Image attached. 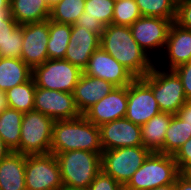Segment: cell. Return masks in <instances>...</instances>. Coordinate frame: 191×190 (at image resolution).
Masks as SVG:
<instances>
[{"mask_svg":"<svg viewBox=\"0 0 191 190\" xmlns=\"http://www.w3.org/2000/svg\"><path fill=\"white\" fill-rule=\"evenodd\" d=\"M100 47L123 65L135 78H143L155 61L137 44L129 26L110 24L101 35Z\"/></svg>","mask_w":191,"mask_h":190,"instance_id":"cell-1","label":"cell"},{"mask_svg":"<svg viewBox=\"0 0 191 190\" xmlns=\"http://www.w3.org/2000/svg\"><path fill=\"white\" fill-rule=\"evenodd\" d=\"M84 150L102 153L99 127L84 115L77 118L54 121L50 153Z\"/></svg>","mask_w":191,"mask_h":190,"instance_id":"cell-2","label":"cell"},{"mask_svg":"<svg viewBox=\"0 0 191 190\" xmlns=\"http://www.w3.org/2000/svg\"><path fill=\"white\" fill-rule=\"evenodd\" d=\"M54 155L60 167L63 187L88 189L101 171V153L72 150Z\"/></svg>","mask_w":191,"mask_h":190,"instance_id":"cell-3","label":"cell"},{"mask_svg":"<svg viewBox=\"0 0 191 190\" xmlns=\"http://www.w3.org/2000/svg\"><path fill=\"white\" fill-rule=\"evenodd\" d=\"M179 174L173 155L151 152L127 185L136 190H151L175 183Z\"/></svg>","mask_w":191,"mask_h":190,"instance_id":"cell-4","label":"cell"},{"mask_svg":"<svg viewBox=\"0 0 191 190\" xmlns=\"http://www.w3.org/2000/svg\"><path fill=\"white\" fill-rule=\"evenodd\" d=\"M142 79L152 88L161 112L175 115L185 104L187 99L181 79L173 70H165L154 65Z\"/></svg>","mask_w":191,"mask_h":190,"instance_id":"cell-5","label":"cell"},{"mask_svg":"<svg viewBox=\"0 0 191 190\" xmlns=\"http://www.w3.org/2000/svg\"><path fill=\"white\" fill-rule=\"evenodd\" d=\"M54 120L39 111L24 113L21 129L19 153L37 155L50 153Z\"/></svg>","mask_w":191,"mask_h":190,"instance_id":"cell-6","label":"cell"},{"mask_svg":"<svg viewBox=\"0 0 191 190\" xmlns=\"http://www.w3.org/2000/svg\"><path fill=\"white\" fill-rule=\"evenodd\" d=\"M83 71L64 59H48L32 69L36 87L73 93Z\"/></svg>","mask_w":191,"mask_h":190,"instance_id":"cell-7","label":"cell"},{"mask_svg":"<svg viewBox=\"0 0 191 190\" xmlns=\"http://www.w3.org/2000/svg\"><path fill=\"white\" fill-rule=\"evenodd\" d=\"M150 153L143 146L105 150L101 153V170L120 185H127Z\"/></svg>","mask_w":191,"mask_h":190,"instance_id":"cell-8","label":"cell"},{"mask_svg":"<svg viewBox=\"0 0 191 190\" xmlns=\"http://www.w3.org/2000/svg\"><path fill=\"white\" fill-rule=\"evenodd\" d=\"M26 190H61L60 167L54 154L26 155Z\"/></svg>","mask_w":191,"mask_h":190,"instance_id":"cell-9","label":"cell"},{"mask_svg":"<svg viewBox=\"0 0 191 190\" xmlns=\"http://www.w3.org/2000/svg\"><path fill=\"white\" fill-rule=\"evenodd\" d=\"M171 24L172 21L165 18L141 16L129 28L137 44L152 60L158 61L165 48Z\"/></svg>","mask_w":191,"mask_h":190,"instance_id":"cell-10","label":"cell"},{"mask_svg":"<svg viewBox=\"0 0 191 190\" xmlns=\"http://www.w3.org/2000/svg\"><path fill=\"white\" fill-rule=\"evenodd\" d=\"M128 105L125 118L142 126L161 111L152 88L142 79L135 78L127 86Z\"/></svg>","mask_w":191,"mask_h":190,"instance_id":"cell-11","label":"cell"},{"mask_svg":"<svg viewBox=\"0 0 191 190\" xmlns=\"http://www.w3.org/2000/svg\"><path fill=\"white\" fill-rule=\"evenodd\" d=\"M34 110L52 118L54 121L69 120L81 116L73 93L36 87Z\"/></svg>","mask_w":191,"mask_h":190,"instance_id":"cell-12","label":"cell"},{"mask_svg":"<svg viewBox=\"0 0 191 190\" xmlns=\"http://www.w3.org/2000/svg\"><path fill=\"white\" fill-rule=\"evenodd\" d=\"M158 60L160 61H156L155 65L165 70H174L178 66L191 61V31L172 22L165 48Z\"/></svg>","mask_w":191,"mask_h":190,"instance_id":"cell-13","label":"cell"},{"mask_svg":"<svg viewBox=\"0 0 191 190\" xmlns=\"http://www.w3.org/2000/svg\"><path fill=\"white\" fill-rule=\"evenodd\" d=\"M83 73L103 79L116 87L128 86L135 77L101 47L94 51Z\"/></svg>","mask_w":191,"mask_h":190,"instance_id":"cell-14","label":"cell"},{"mask_svg":"<svg viewBox=\"0 0 191 190\" xmlns=\"http://www.w3.org/2000/svg\"><path fill=\"white\" fill-rule=\"evenodd\" d=\"M49 19L23 25L21 59L33 69L48 60Z\"/></svg>","mask_w":191,"mask_h":190,"instance_id":"cell-15","label":"cell"},{"mask_svg":"<svg viewBox=\"0 0 191 190\" xmlns=\"http://www.w3.org/2000/svg\"><path fill=\"white\" fill-rule=\"evenodd\" d=\"M99 131L103 151L142 146L141 126L125 117L102 124Z\"/></svg>","mask_w":191,"mask_h":190,"instance_id":"cell-16","label":"cell"},{"mask_svg":"<svg viewBox=\"0 0 191 190\" xmlns=\"http://www.w3.org/2000/svg\"><path fill=\"white\" fill-rule=\"evenodd\" d=\"M127 105V86L115 87L107 96L91 106L83 115L88 121L99 127L102 124L124 118Z\"/></svg>","mask_w":191,"mask_h":190,"instance_id":"cell-17","label":"cell"},{"mask_svg":"<svg viewBox=\"0 0 191 190\" xmlns=\"http://www.w3.org/2000/svg\"><path fill=\"white\" fill-rule=\"evenodd\" d=\"M100 41V35L88 31L76 23L72 24L64 60L69 61L83 71L94 51L100 48Z\"/></svg>","mask_w":191,"mask_h":190,"instance_id":"cell-18","label":"cell"},{"mask_svg":"<svg viewBox=\"0 0 191 190\" xmlns=\"http://www.w3.org/2000/svg\"><path fill=\"white\" fill-rule=\"evenodd\" d=\"M115 87L108 81L82 73L73 92L75 105L80 114L83 115L91 106L107 96Z\"/></svg>","mask_w":191,"mask_h":190,"instance_id":"cell-19","label":"cell"},{"mask_svg":"<svg viewBox=\"0 0 191 190\" xmlns=\"http://www.w3.org/2000/svg\"><path fill=\"white\" fill-rule=\"evenodd\" d=\"M26 155L11 151L0 160V190H26Z\"/></svg>","mask_w":191,"mask_h":190,"instance_id":"cell-20","label":"cell"},{"mask_svg":"<svg viewBox=\"0 0 191 190\" xmlns=\"http://www.w3.org/2000/svg\"><path fill=\"white\" fill-rule=\"evenodd\" d=\"M174 114L160 112L141 126L142 146L150 152L164 154V139Z\"/></svg>","mask_w":191,"mask_h":190,"instance_id":"cell-21","label":"cell"},{"mask_svg":"<svg viewBox=\"0 0 191 190\" xmlns=\"http://www.w3.org/2000/svg\"><path fill=\"white\" fill-rule=\"evenodd\" d=\"M45 0H10V15L19 24L37 23L50 18Z\"/></svg>","mask_w":191,"mask_h":190,"instance_id":"cell-22","label":"cell"},{"mask_svg":"<svg viewBox=\"0 0 191 190\" xmlns=\"http://www.w3.org/2000/svg\"><path fill=\"white\" fill-rule=\"evenodd\" d=\"M32 78V69L19 58H0V90L8 91Z\"/></svg>","mask_w":191,"mask_h":190,"instance_id":"cell-23","label":"cell"},{"mask_svg":"<svg viewBox=\"0 0 191 190\" xmlns=\"http://www.w3.org/2000/svg\"><path fill=\"white\" fill-rule=\"evenodd\" d=\"M24 113L7 108L0 113V137L6 146L14 152H19L20 129Z\"/></svg>","mask_w":191,"mask_h":190,"instance_id":"cell-24","label":"cell"},{"mask_svg":"<svg viewBox=\"0 0 191 190\" xmlns=\"http://www.w3.org/2000/svg\"><path fill=\"white\" fill-rule=\"evenodd\" d=\"M71 36V24L57 23L49 19L48 59H64Z\"/></svg>","mask_w":191,"mask_h":190,"instance_id":"cell-25","label":"cell"},{"mask_svg":"<svg viewBox=\"0 0 191 190\" xmlns=\"http://www.w3.org/2000/svg\"><path fill=\"white\" fill-rule=\"evenodd\" d=\"M35 91L36 85L33 78L9 89L5 92L8 107L23 113L34 110Z\"/></svg>","mask_w":191,"mask_h":190,"instance_id":"cell-26","label":"cell"},{"mask_svg":"<svg viewBox=\"0 0 191 190\" xmlns=\"http://www.w3.org/2000/svg\"><path fill=\"white\" fill-rule=\"evenodd\" d=\"M190 138L191 127L176 114L173 115L165 133L164 154L174 155Z\"/></svg>","mask_w":191,"mask_h":190,"instance_id":"cell-27","label":"cell"},{"mask_svg":"<svg viewBox=\"0 0 191 190\" xmlns=\"http://www.w3.org/2000/svg\"><path fill=\"white\" fill-rule=\"evenodd\" d=\"M85 0H61L51 8L50 20L57 23L75 24L84 13Z\"/></svg>","mask_w":191,"mask_h":190,"instance_id":"cell-28","label":"cell"},{"mask_svg":"<svg viewBox=\"0 0 191 190\" xmlns=\"http://www.w3.org/2000/svg\"><path fill=\"white\" fill-rule=\"evenodd\" d=\"M136 3L142 16L175 21L177 0H136Z\"/></svg>","mask_w":191,"mask_h":190,"instance_id":"cell-29","label":"cell"},{"mask_svg":"<svg viewBox=\"0 0 191 190\" xmlns=\"http://www.w3.org/2000/svg\"><path fill=\"white\" fill-rule=\"evenodd\" d=\"M113 0H85L84 13L79 18L98 19L104 26L112 24Z\"/></svg>","mask_w":191,"mask_h":190,"instance_id":"cell-30","label":"cell"},{"mask_svg":"<svg viewBox=\"0 0 191 190\" xmlns=\"http://www.w3.org/2000/svg\"><path fill=\"white\" fill-rule=\"evenodd\" d=\"M141 16L136 0H122L114 4L112 24L131 26Z\"/></svg>","mask_w":191,"mask_h":190,"instance_id":"cell-31","label":"cell"},{"mask_svg":"<svg viewBox=\"0 0 191 190\" xmlns=\"http://www.w3.org/2000/svg\"><path fill=\"white\" fill-rule=\"evenodd\" d=\"M23 43V25H18L5 42L0 45L1 57L21 59Z\"/></svg>","mask_w":191,"mask_h":190,"instance_id":"cell-32","label":"cell"},{"mask_svg":"<svg viewBox=\"0 0 191 190\" xmlns=\"http://www.w3.org/2000/svg\"><path fill=\"white\" fill-rule=\"evenodd\" d=\"M173 157L181 174L191 169V138L176 151Z\"/></svg>","mask_w":191,"mask_h":190,"instance_id":"cell-33","label":"cell"},{"mask_svg":"<svg viewBox=\"0 0 191 190\" xmlns=\"http://www.w3.org/2000/svg\"><path fill=\"white\" fill-rule=\"evenodd\" d=\"M174 22L191 31V0H177Z\"/></svg>","mask_w":191,"mask_h":190,"instance_id":"cell-34","label":"cell"},{"mask_svg":"<svg viewBox=\"0 0 191 190\" xmlns=\"http://www.w3.org/2000/svg\"><path fill=\"white\" fill-rule=\"evenodd\" d=\"M119 188L120 184L101 170L87 190H119Z\"/></svg>","mask_w":191,"mask_h":190,"instance_id":"cell-35","label":"cell"},{"mask_svg":"<svg viewBox=\"0 0 191 190\" xmlns=\"http://www.w3.org/2000/svg\"><path fill=\"white\" fill-rule=\"evenodd\" d=\"M10 10H0V45L8 38L9 34L19 25L10 15Z\"/></svg>","mask_w":191,"mask_h":190,"instance_id":"cell-36","label":"cell"},{"mask_svg":"<svg viewBox=\"0 0 191 190\" xmlns=\"http://www.w3.org/2000/svg\"><path fill=\"white\" fill-rule=\"evenodd\" d=\"M181 79L187 100H191V61L182 64L173 70Z\"/></svg>","mask_w":191,"mask_h":190,"instance_id":"cell-37","label":"cell"},{"mask_svg":"<svg viewBox=\"0 0 191 190\" xmlns=\"http://www.w3.org/2000/svg\"><path fill=\"white\" fill-rule=\"evenodd\" d=\"M78 26L84 27L86 30L94 32L98 35H102L105 26L100 22V20L94 18H79L76 22Z\"/></svg>","mask_w":191,"mask_h":190,"instance_id":"cell-38","label":"cell"},{"mask_svg":"<svg viewBox=\"0 0 191 190\" xmlns=\"http://www.w3.org/2000/svg\"><path fill=\"white\" fill-rule=\"evenodd\" d=\"M176 115L191 127V100H186Z\"/></svg>","mask_w":191,"mask_h":190,"instance_id":"cell-39","label":"cell"},{"mask_svg":"<svg viewBox=\"0 0 191 190\" xmlns=\"http://www.w3.org/2000/svg\"><path fill=\"white\" fill-rule=\"evenodd\" d=\"M176 190H191V180L184 174H179L175 180Z\"/></svg>","mask_w":191,"mask_h":190,"instance_id":"cell-40","label":"cell"},{"mask_svg":"<svg viewBox=\"0 0 191 190\" xmlns=\"http://www.w3.org/2000/svg\"><path fill=\"white\" fill-rule=\"evenodd\" d=\"M8 108L7 97L5 91L0 90V113Z\"/></svg>","mask_w":191,"mask_h":190,"instance_id":"cell-41","label":"cell"},{"mask_svg":"<svg viewBox=\"0 0 191 190\" xmlns=\"http://www.w3.org/2000/svg\"><path fill=\"white\" fill-rule=\"evenodd\" d=\"M11 150L6 146L3 139L0 137V160L5 158Z\"/></svg>","mask_w":191,"mask_h":190,"instance_id":"cell-42","label":"cell"},{"mask_svg":"<svg viewBox=\"0 0 191 190\" xmlns=\"http://www.w3.org/2000/svg\"><path fill=\"white\" fill-rule=\"evenodd\" d=\"M0 10H10V0H0Z\"/></svg>","mask_w":191,"mask_h":190,"instance_id":"cell-43","label":"cell"},{"mask_svg":"<svg viewBox=\"0 0 191 190\" xmlns=\"http://www.w3.org/2000/svg\"><path fill=\"white\" fill-rule=\"evenodd\" d=\"M151 190H176V189H175V183H171V184L160 186Z\"/></svg>","mask_w":191,"mask_h":190,"instance_id":"cell-44","label":"cell"},{"mask_svg":"<svg viewBox=\"0 0 191 190\" xmlns=\"http://www.w3.org/2000/svg\"><path fill=\"white\" fill-rule=\"evenodd\" d=\"M48 7L51 9L54 7L56 4H58L61 0H45Z\"/></svg>","mask_w":191,"mask_h":190,"instance_id":"cell-45","label":"cell"},{"mask_svg":"<svg viewBox=\"0 0 191 190\" xmlns=\"http://www.w3.org/2000/svg\"><path fill=\"white\" fill-rule=\"evenodd\" d=\"M119 190H136V189L131 188L128 185H120Z\"/></svg>","mask_w":191,"mask_h":190,"instance_id":"cell-46","label":"cell"},{"mask_svg":"<svg viewBox=\"0 0 191 190\" xmlns=\"http://www.w3.org/2000/svg\"><path fill=\"white\" fill-rule=\"evenodd\" d=\"M61 190H87V189H78V188H67V187H63Z\"/></svg>","mask_w":191,"mask_h":190,"instance_id":"cell-47","label":"cell"},{"mask_svg":"<svg viewBox=\"0 0 191 190\" xmlns=\"http://www.w3.org/2000/svg\"><path fill=\"white\" fill-rule=\"evenodd\" d=\"M184 175L191 180V169H189Z\"/></svg>","mask_w":191,"mask_h":190,"instance_id":"cell-48","label":"cell"}]
</instances>
